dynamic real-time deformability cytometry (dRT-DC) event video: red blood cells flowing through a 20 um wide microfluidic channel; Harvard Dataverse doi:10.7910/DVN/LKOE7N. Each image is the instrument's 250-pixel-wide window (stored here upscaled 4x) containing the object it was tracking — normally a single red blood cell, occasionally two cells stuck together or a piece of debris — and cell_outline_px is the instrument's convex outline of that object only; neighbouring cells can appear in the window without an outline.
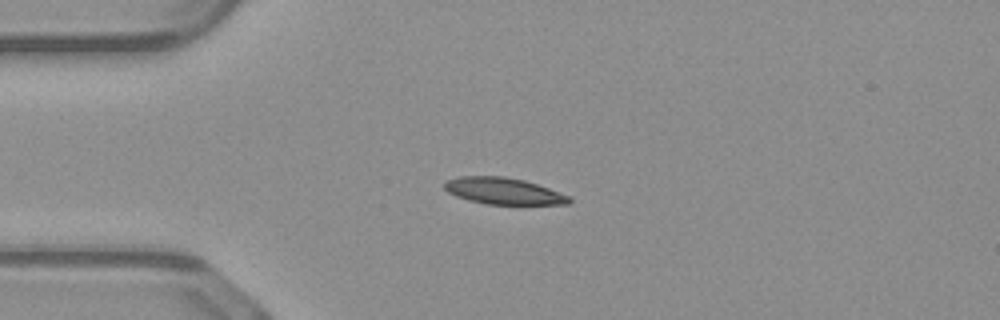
{"species": "common noctule bat (a hibernating species)", "species_latin": "Nyctalus noctula", "temperature_condition": "warm", "stored_images_in_passage": 39, "camera_frame_rate_fps": 3000, "um_per_image_px": 0.085, "animal": {"sex": "male", "body_mass_g": 23.1, "forearm_length_mm": 52.7}, "frame": {"image": 1, "passage_image": 1, "time_ms": 0.0, "image_size_px": [1000, 320], "cell_outline_px": [[572, 200], [568, 204], [520, 208], [484, 204], [468, 200], [456, 196], [448, 192], [444, 188], [444, 180], [460, 176], [504, 176], [524, 180], [548, 188], [568, 196]], "centroid_in_image_um": [42.84, 16.3], "position_along_channel_um": 42.2, "area_um2": 20.46}}
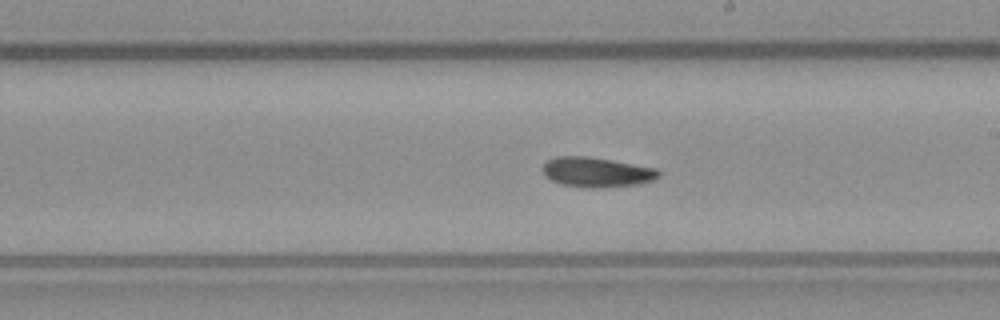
{"frame": {"image": 2, "passage_image": 17, "time_ms": 5.333, "image_size_px": [1000, 320], "cell_outline_px": [[660, 176], [652, 180], [636, 184], [604, 188], [588, 188], [560, 184], [544, 176], [544, 164], [548, 160], [556, 156], [584, 156], [656, 168], [660, 172]], "centroid_in_image_um": [50.69, 14.65], "position_along_channel_um": 238.3, "area_um2": 19.94}}
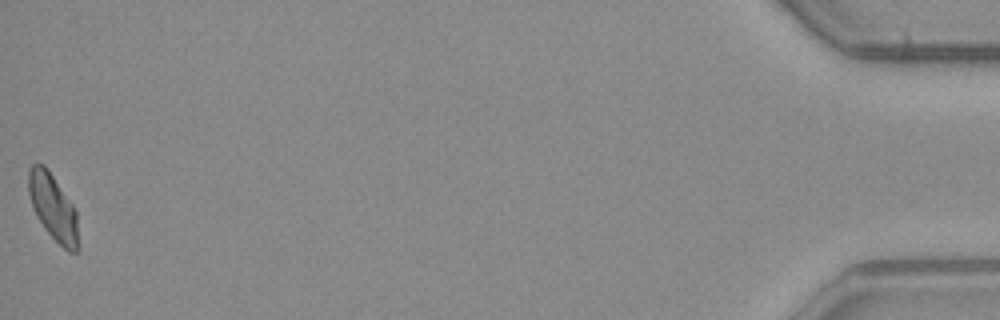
{"frame": {"image": 3, "passage_image": 39, "time_ms": 12.667, "image_size_px": [1000, 320], "cell_outline_px": [[80, 248], [76, 252], [68, 252], [44, 228], [36, 216], [32, 208], [28, 192], [28, 168], [32, 164], [44, 164], [48, 168], [76, 208]], "centroid_in_image_um": [4.53, 17.62], "position_along_channel_um": 430.7, "area_um2": 19.71}, "authors_computed_cell_mechanics": {"area_um2": 19.7098, "velocity_mm_per_s": 4.0881, "shape_relaxation_time_tau1_ms": 7.6277, "shape_relaxation_time_tau2_ms": null, "deformation_change_tau1": 0.1881, "deformation_change_tau2": null}}